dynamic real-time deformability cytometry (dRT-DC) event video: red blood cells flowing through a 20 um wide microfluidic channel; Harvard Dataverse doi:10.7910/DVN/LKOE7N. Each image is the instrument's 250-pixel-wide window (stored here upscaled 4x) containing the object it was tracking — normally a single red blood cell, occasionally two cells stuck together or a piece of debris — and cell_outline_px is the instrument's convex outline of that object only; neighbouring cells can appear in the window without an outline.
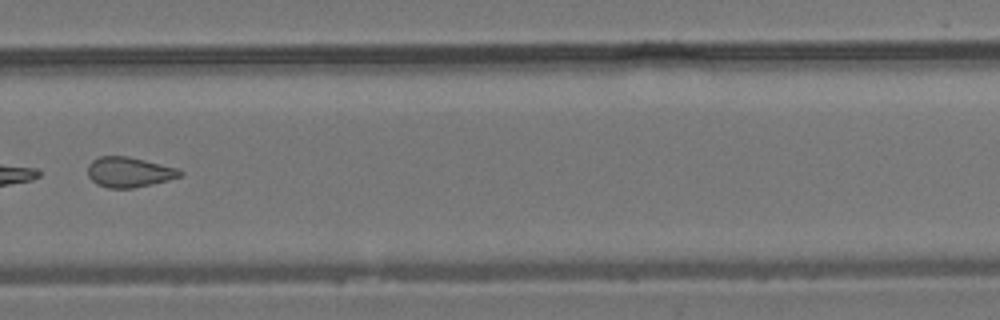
{"species": "common noctule bat (a hibernating species)", "species_latin": "Nyctalus noctula", "temperature_condition": "room temperature", "stored_images_in_passage": 32, "camera_frame_rate_fps": 3000, "um_per_image_px": 0.085, "animal": {"sex": "male", "body_mass_g": 19.2, "forearm_length_mm": 51.8}, "frame": {"image": 1, "passage_image": 19, "time_ms": 6.0, "image_size_px": [1000, 320], "cell_outline_px": [[184, 172], [180, 176], [168, 180], [152, 184], [132, 188], [108, 188], [96, 184], [88, 176], [88, 164], [92, 160], [100, 156], [128, 156], [176, 168]], "centroid_in_image_um": [10.94, 14.63], "position_along_channel_um": 318.9, "area_um2": 16.13}}